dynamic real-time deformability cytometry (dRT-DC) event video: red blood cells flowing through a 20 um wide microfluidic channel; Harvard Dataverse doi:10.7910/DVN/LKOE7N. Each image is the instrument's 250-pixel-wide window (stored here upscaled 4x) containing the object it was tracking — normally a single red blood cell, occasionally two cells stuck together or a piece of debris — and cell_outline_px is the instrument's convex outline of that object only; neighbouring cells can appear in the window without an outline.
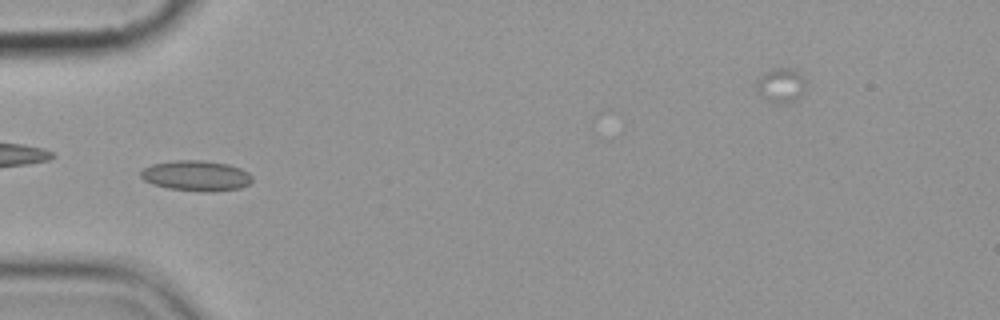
{"species": "common noctule bat (a hibernating species)", "species_latin": "Nyctalus noctula", "temperature_condition": "cold", "stored_images_in_passage": 6, "camera_frame_rate_fps": 3000, "um_per_image_px": 0.085, "animal": {"sex": "female", "body_mass_g": 19.9}, "frame": {"image": 1, "passage_image": 5, "time_ms": 4.667, "image_size_px": [1000, 320], "cell_outline_px": [[252, 180], [248, 184], [240, 188], [212, 192], [168, 188], [152, 184], [144, 180], [140, 176], [140, 172], [144, 168], [152, 164], [176, 160], [200, 160], [228, 164], [240, 168], [248, 172], [252, 176]], "centroid_in_image_um": [16.67, 14.93], "position_along_channel_um": 68.3, "area_um2": 19.65}}
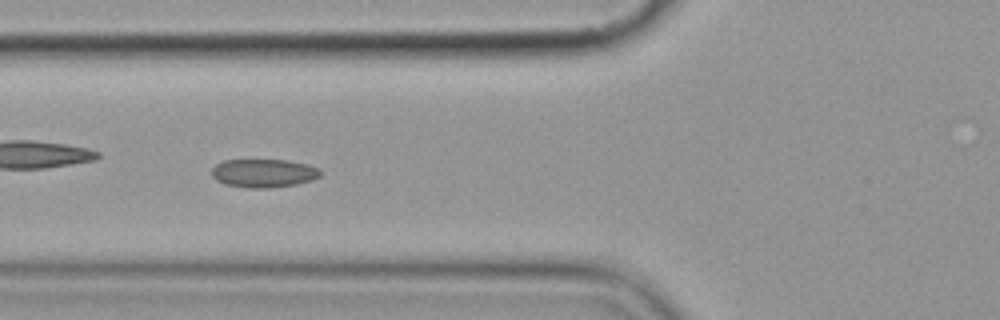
{"frame": {"image": 2, "passage_image": 6, "time_ms": 5.667, "image_size_px": [1000, 320], "cell_outline_px": [[320, 176], [312, 180], [296, 184], [268, 188], [248, 188], [224, 184], [216, 180], [212, 176], [212, 168], [216, 164], [224, 160], [288, 160], [308, 164], [320, 168]], "centroid_in_image_um": [22.41, 14.72], "position_along_channel_um": 103.4, "area_um2": 18.09}}